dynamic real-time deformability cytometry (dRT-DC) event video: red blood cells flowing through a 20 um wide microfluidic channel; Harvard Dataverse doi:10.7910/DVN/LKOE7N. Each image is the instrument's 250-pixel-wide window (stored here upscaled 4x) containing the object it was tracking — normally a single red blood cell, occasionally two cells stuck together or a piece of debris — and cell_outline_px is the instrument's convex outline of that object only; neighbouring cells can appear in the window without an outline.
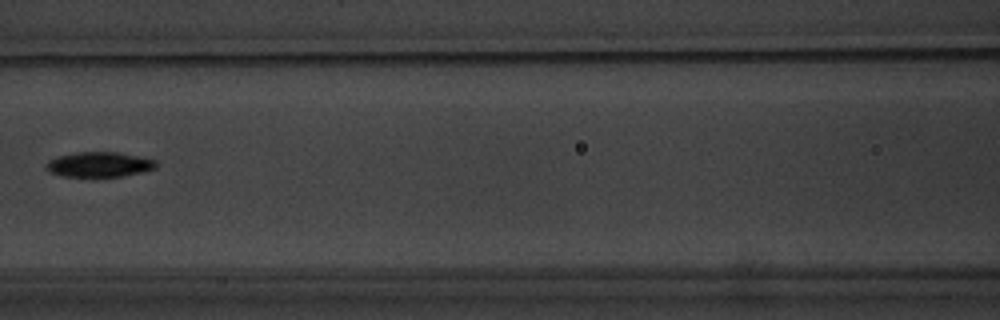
{"species": "common noctule bat (a hibernating species)", "species_latin": "Nyctalus noctula", "temperature_condition": "warm", "stored_images_in_passage": 7, "camera_frame_rate_fps": 3000, "um_per_image_px": 0.085, "animal": {"sex": "male", "body_mass_g": 20.1, "forearm_length_mm": 53.5}, "frame": {"image": 1, "passage_image": 7, "time_ms": 8.333, "image_size_px": [1000, 320], "cell_outline_px": [[156, 168], [140, 172], [120, 176], [64, 176], [52, 172], [44, 164], [48, 160], [56, 156], [76, 152], [120, 152], [156, 160]], "centroid_in_image_um": [8.42, 13.96], "position_along_channel_um": 158.2, "area_um2": 15.84}}